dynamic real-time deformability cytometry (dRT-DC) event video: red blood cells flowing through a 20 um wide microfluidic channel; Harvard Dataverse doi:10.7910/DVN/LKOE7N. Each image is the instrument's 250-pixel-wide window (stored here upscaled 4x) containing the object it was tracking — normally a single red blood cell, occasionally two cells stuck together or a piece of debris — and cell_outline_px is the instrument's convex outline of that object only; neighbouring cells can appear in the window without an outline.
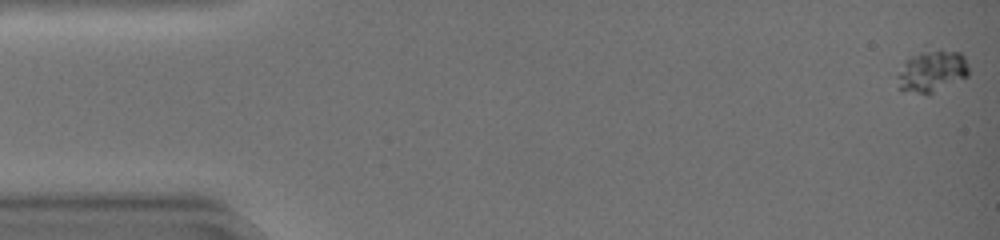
{"species": "common noctule bat (a hibernating species)", "species_latin": "Nyctalus noctula", "temperature_condition": "warm", "stored_images_in_passage": 46, "camera_frame_rate_fps": 3000, "um_per_image_px": 0.085, "animal": {"sex": "female", "body_mass_g": 19.0, "forearm_length_mm": 51.5}, "frame": {"image": 1, "passage_image": 1, "time_ms": 0.0, "image_size_px": [1000, 240], "cell_outline_px": [[968, 76], [932, 92], [920, 92], [900, 88], [896, 76], [904, 60], [912, 56], [924, 52], [960, 52], [964, 56], [968, 68]], "centroid_in_image_um": [79.2, 6.04], "position_along_channel_um": 5.8, "area_um2": 16.36}}
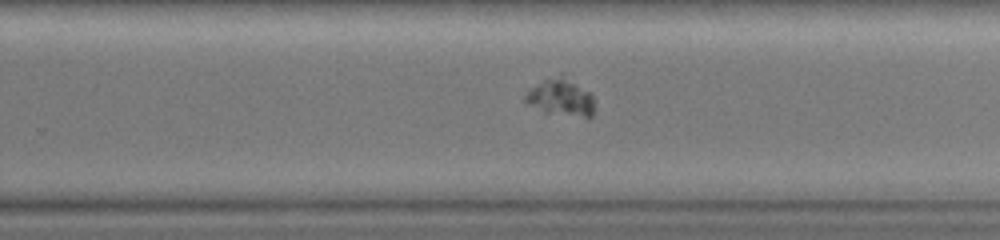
{"frame": {"image": 2, "passage_image": 31, "time_ms": 10.0, "image_size_px": [1000, 240], "cell_outline_px": [[592, 116], [584, 116], [544, 112], [524, 100], [524, 96], [532, 88], [544, 80], [564, 72], [568, 72], [592, 96]], "centroid_in_image_um": [47.69, 8.19], "position_along_channel_um": 282.1, "area_um2": 14.74}}
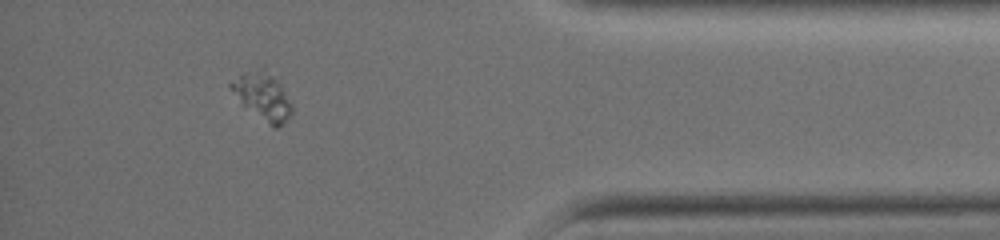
{"frame": {"image": 3, "passage_image": 42, "time_ms": 13.667, "image_size_px": [1000, 240], "cell_outline_px": [[292, 112], [276, 128], [272, 128], [240, 104], [228, 88], [228, 84], [240, 76], [264, 64], [280, 84], [292, 104]], "centroid_in_image_um": [22.29, 8.16], "position_along_channel_um": 412.9, "area_um2": 16.94}}